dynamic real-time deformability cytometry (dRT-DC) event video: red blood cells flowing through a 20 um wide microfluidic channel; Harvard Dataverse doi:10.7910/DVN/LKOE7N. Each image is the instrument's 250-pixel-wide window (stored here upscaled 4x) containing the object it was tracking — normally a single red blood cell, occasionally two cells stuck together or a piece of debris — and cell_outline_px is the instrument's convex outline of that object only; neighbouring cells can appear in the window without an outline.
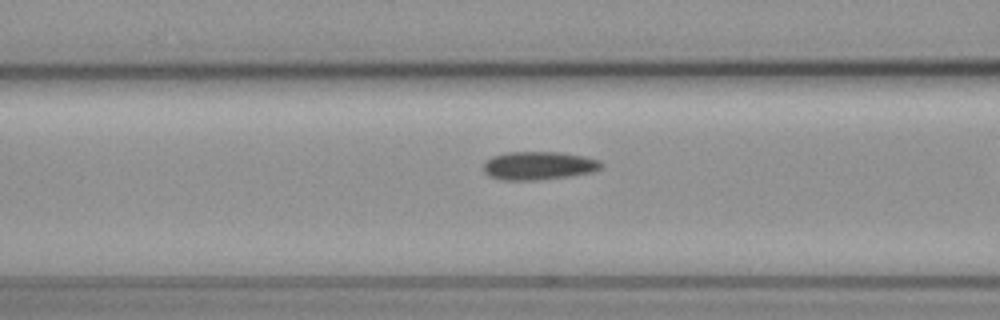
{"species": "common noctule bat (a hibernating species)", "species_latin": "Nyctalus noctula", "temperature_condition": "cold", "stored_images_in_passage": 20, "camera_frame_rate_fps": 3000, "um_per_image_px": 0.085, "animal": {"sex": "female", "body_mass_g": 19.3, "forearm_length_mm": 54.1}, "frame": {"image": 1, "passage_image": 19, "time_ms": 6.0, "image_size_px": [1000, 320], "cell_outline_px": [[604, 164], [600, 168], [592, 172], [568, 176], [536, 180], [504, 180], [488, 176], [484, 172], [484, 160], [492, 156], [508, 152], [560, 152], [584, 156], [600, 160]], "centroid_in_image_um": [45.77, 14.07], "position_along_channel_um": 120.8, "area_um2": 19.48}}